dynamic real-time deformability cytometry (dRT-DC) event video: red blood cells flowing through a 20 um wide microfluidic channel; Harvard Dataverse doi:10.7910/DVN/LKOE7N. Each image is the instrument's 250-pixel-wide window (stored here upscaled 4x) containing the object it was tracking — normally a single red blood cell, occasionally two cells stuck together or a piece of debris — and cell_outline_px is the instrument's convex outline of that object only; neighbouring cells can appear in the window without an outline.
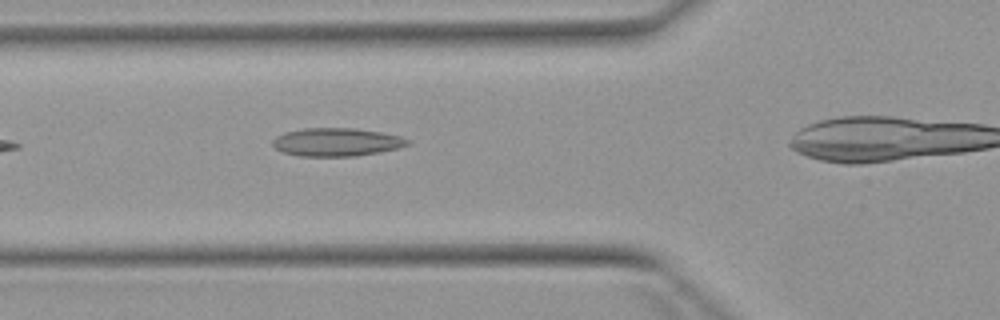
{"species": "Egyptian fruit bat (a non-hibernating species)", "species_latin": "Rousettus aegyptiacus", "temperature_condition": "warm", "stored_images_in_passage": 3, "camera_frame_rate_fps": 3000, "um_per_image_px": 0.085, "animal": {"sex": "female"}, "frame": {"image": 1, "passage_image": 2, "time_ms": 1.333, "image_size_px": [1000, 320], "cell_outline_px": [[412, 144], [400, 148], [380, 152], [356, 156], [300, 156], [280, 152], [272, 144], [272, 140], [276, 136], [284, 132], [304, 128], [356, 128], [380, 132], [400, 136], [412, 140]], "centroid_in_image_um": [28.64, 12.08], "position_along_channel_um": 97.2, "area_um2": 22.48}}